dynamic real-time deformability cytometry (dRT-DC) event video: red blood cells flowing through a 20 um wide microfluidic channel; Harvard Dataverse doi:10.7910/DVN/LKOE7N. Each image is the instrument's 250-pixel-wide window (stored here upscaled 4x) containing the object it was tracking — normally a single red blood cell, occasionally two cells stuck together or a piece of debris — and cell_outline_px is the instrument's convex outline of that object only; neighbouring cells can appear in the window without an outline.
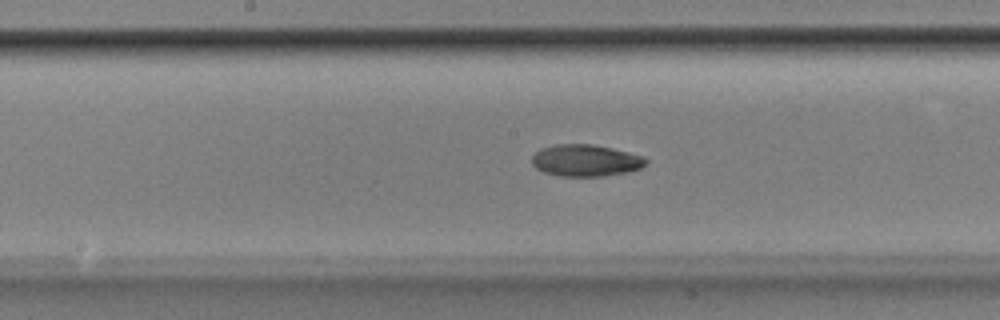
{"species": "Egyptian fruit bat (a non-hibernating species)", "species_latin": "Rousettus aegyptiacus", "temperature_condition": "room temperature", "stored_images_in_passage": 50, "camera_frame_rate_fps": 3000, "um_per_image_px": 0.085, "animal": {"sex": "male"}, "frame": {"image": 1, "passage_image": 26, "time_ms": 8.333, "image_size_px": [1000, 320], "cell_outline_px": [[648, 160], [640, 168], [628, 172], [604, 176], [556, 176], [544, 172], [536, 168], [532, 164], [532, 156], [540, 148], [556, 144], [592, 144], [612, 148], [644, 156]], "centroid_in_image_um": [49.76, 13.64], "position_along_channel_um": 198.4, "area_um2": 21.21}}
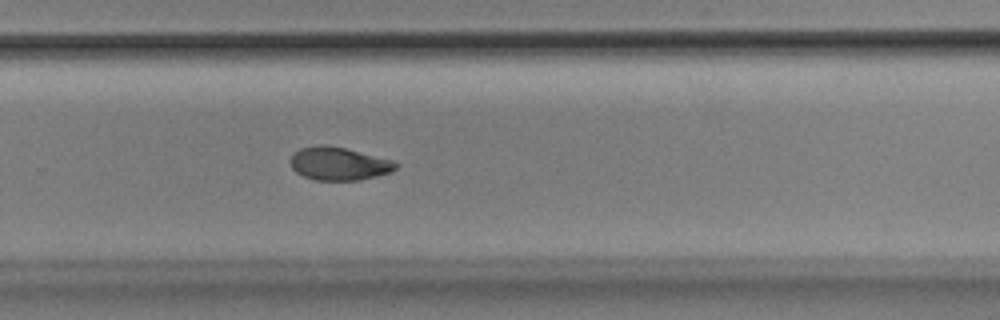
{"frame": {"image": 2, "passage_image": 34, "time_ms": 11.0, "image_size_px": [1000, 320], "cell_outline_px": [[400, 164], [392, 172], [360, 180], [316, 180], [304, 176], [296, 172], [292, 168], [288, 160], [300, 148], [324, 144], [344, 148], [392, 160]], "centroid_in_image_um": [28.8, 13.92], "position_along_channel_um": 301.0, "area_um2": 20.23}}
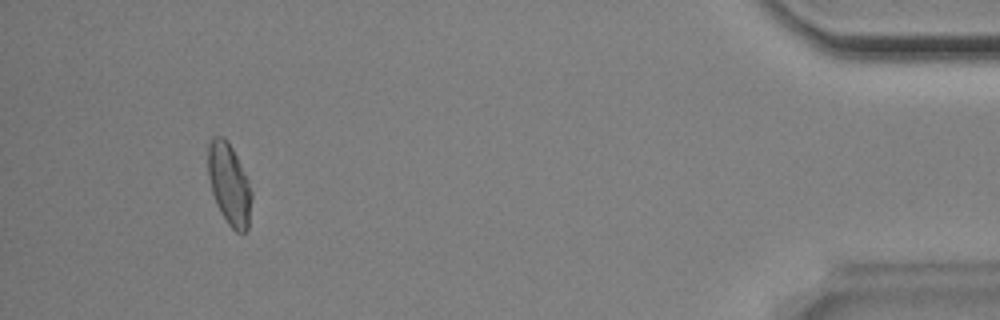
{"frame": {"image": 3, "passage_image": 48, "time_ms": 15.667, "image_size_px": [1000, 320], "cell_outline_px": [[252, 196], [248, 228], [244, 232], [236, 232], [228, 224], [220, 212], [216, 204], [212, 192], [208, 176], [208, 144], [216, 136], [224, 136], [228, 140], [248, 180], [252, 192]], "centroid_in_image_um": [19.48, 15.67], "position_along_channel_um": 415.7, "area_um2": 20.58}}